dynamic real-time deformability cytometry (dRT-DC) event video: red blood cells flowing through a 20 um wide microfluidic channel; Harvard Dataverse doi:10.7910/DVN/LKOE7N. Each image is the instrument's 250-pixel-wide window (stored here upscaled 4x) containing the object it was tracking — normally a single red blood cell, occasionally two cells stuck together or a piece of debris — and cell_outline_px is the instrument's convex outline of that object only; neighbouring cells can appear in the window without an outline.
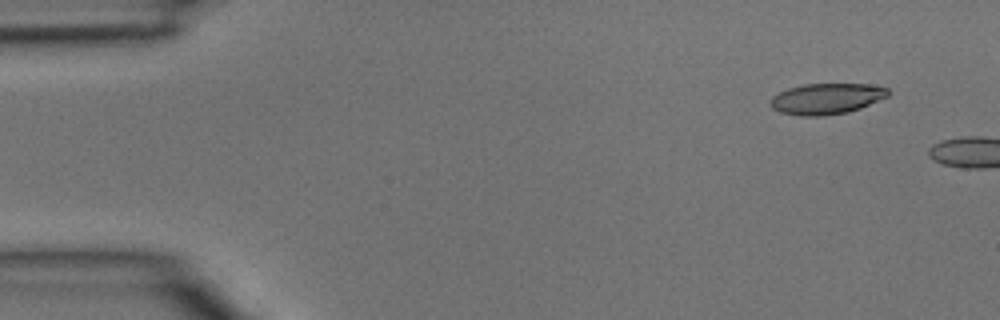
{"species": "common noctule bat (a hibernating species)", "species_latin": "Nyctalus noctula", "temperature_condition": "room temperature", "stored_images_in_passage": 2, "camera_frame_rate_fps": 3000, "um_per_image_px": 0.085, "animal": {"sex": "male", "body_mass_g": 15.6}, "frame": {"image": 1, "passage_image": 1, "time_ms": 0.0, "image_size_px": [1000, 320], "cell_outline_px": [[888, 96], [860, 108], [848, 112], [824, 116], [800, 116], [780, 112], [772, 108], [768, 104], [772, 96], [788, 88], [804, 84], [868, 84], [888, 88]], "centroid_in_image_um": [70.21, 8.4], "position_along_channel_um": 14.8, "area_um2": 21.21}}